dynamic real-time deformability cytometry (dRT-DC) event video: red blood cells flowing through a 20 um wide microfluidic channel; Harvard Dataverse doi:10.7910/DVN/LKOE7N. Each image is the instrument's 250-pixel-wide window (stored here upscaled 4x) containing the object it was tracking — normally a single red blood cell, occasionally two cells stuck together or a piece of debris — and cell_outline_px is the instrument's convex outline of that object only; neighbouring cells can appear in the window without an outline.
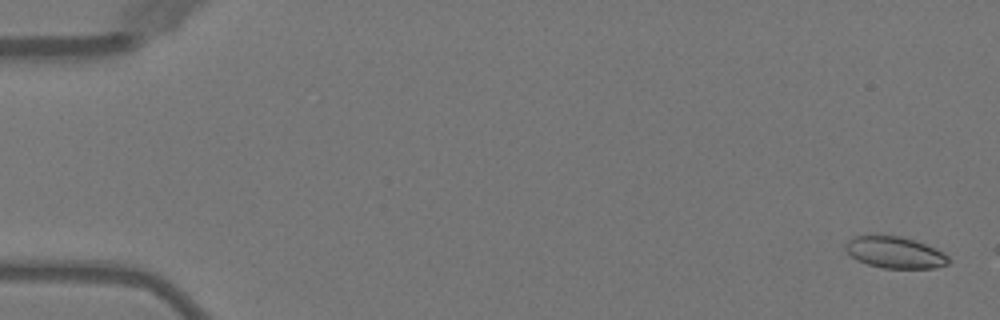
{"species": "Egyptian fruit bat (a non-hibernating species)", "species_latin": "Rousettus aegyptiacus", "temperature_condition": "warm", "stored_images_in_passage": 6, "camera_frame_rate_fps": 3000, "um_per_image_px": 0.085, "animal": {"sex": "female"}, "frame": {"image": 1, "passage_image": 1, "time_ms": 0.0, "image_size_px": [1000, 320], "cell_outline_px": [[952, 260], [948, 264], [936, 268], [880, 268], [868, 264], [852, 256], [844, 248], [844, 244], [848, 240], [856, 236], [900, 236], [936, 248], [944, 252]], "centroid_in_image_um": [76.11, 21.47], "position_along_channel_um": 8.9, "area_um2": 18.79}}